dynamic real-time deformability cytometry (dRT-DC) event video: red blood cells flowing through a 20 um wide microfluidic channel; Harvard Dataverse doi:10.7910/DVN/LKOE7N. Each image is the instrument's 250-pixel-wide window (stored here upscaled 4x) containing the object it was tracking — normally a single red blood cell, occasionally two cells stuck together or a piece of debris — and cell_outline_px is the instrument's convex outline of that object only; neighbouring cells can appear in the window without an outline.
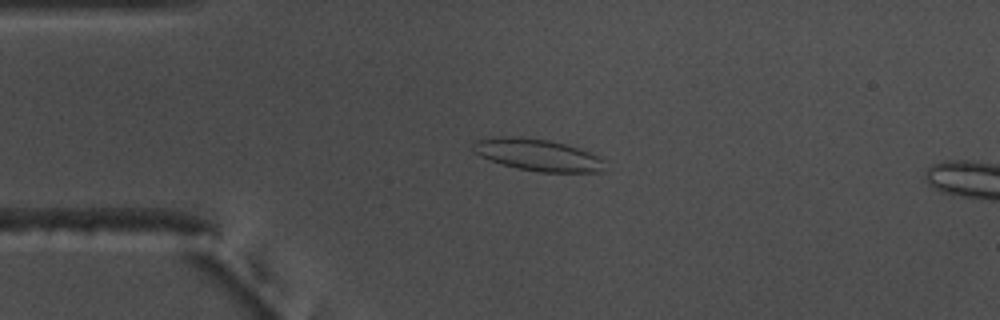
{"species": "common noctule bat (a hibernating species)", "species_latin": "Nyctalus noctula", "temperature_condition": "warm", "stored_images_in_passage": 47, "camera_frame_rate_fps": 3000, "um_per_image_px": 0.085, "animal": {"sex": "male", "body_mass_g": 17.5, "forearm_length_mm": 52.3}, "frame": {"image": 1, "passage_image": 5, "time_ms": 1.333, "image_size_px": [1000, 320], "cell_outline_px": [[604, 172], [540, 172], [516, 168], [500, 164], [488, 160], [480, 156], [472, 148], [472, 144], [476, 140], [492, 136], [512, 136], [548, 140], [568, 144], [580, 148], [600, 156], [604, 160]], "centroid_in_image_um": [45.71, 13.16], "position_along_channel_um": 39.3, "area_um2": 24.85}}
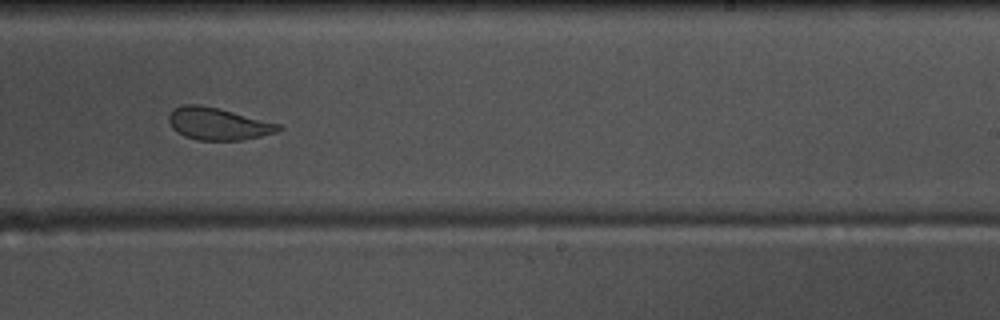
{"frame": {"image": 2, "passage_image": 26, "time_ms": 8.333, "image_size_px": [1000, 320], "cell_outline_px": [[284, 128], [276, 132], [244, 140], [196, 140], [184, 136], [176, 132], [172, 128], [168, 120], [168, 116], [176, 108], [184, 104], [200, 104], [280, 124]], "centroid_in_image_um": [18.51, 10.54], "position_along_channel_um": 270.5, "area_um2": 20.4}}
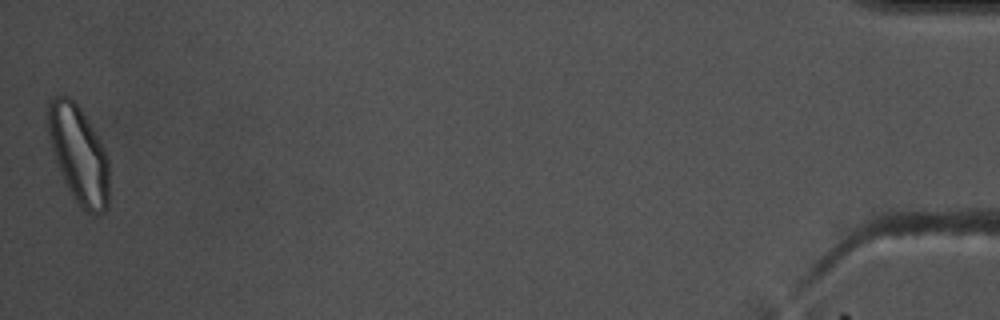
{"frame": {"image": 3, "passage_image": 47, "time_ms": 15.333, "image_size_px": [1000, 320], "cell_outline_px": [[108, 208], [104, 212], [96, 216], [92, 216], [80, 208], [68, 188], [64, 180], [56, 160], [52, 148], [48, 132], [48, 104], [56, 96], [68, 96], [80, 108], [104, 148], [108, 160]], "centroid_in_image_um": [6.71, 13.2], "position_along_channel_um": 428.5, "area_um2": 34.28}, "authors_computed_cell_mechanics": {"area_um2": 22.253, "velocity_mm_per_s": 3.6751, "shape_relaxation_time_tau1_ms": 10.1286, "shape_relaxation_time_tau2_ms": 1.3355, "deformation_change_tau1": 0.1982, "deformation_change_tau2": 0.0718}}